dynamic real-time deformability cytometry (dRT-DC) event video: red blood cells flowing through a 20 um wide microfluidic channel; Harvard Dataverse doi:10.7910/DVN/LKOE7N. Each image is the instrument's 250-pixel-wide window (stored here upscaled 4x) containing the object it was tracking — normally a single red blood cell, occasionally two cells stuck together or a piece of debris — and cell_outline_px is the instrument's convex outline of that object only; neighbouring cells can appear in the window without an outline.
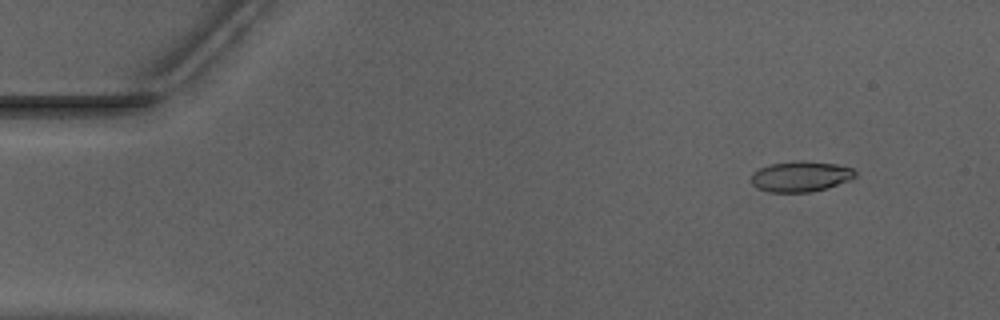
{"species": "Egyptian fruit bat (a non-hibernating species)", "species_latin": "Rousettus aegyptiacus", "temperature_condition": "warm", "stored_images_in_passage": 48, "camera_frame_rate_fps": 3000, "um_per_image_px": 0.085, "animal": {"sex": "male"}, "frame": {"image": 1, "passage_image": 1, "time_ms": 0.0, "image_size_px": [1000, 320], "cell_outline_px": [[856, 176], [848, 180], [828, 188], [808, 192], [768, 192], [756, 188], [752, 184], [752, 172], [768, 164], [796, 160], [804, 160], [836, 164], [852, 168], [856, 172]], "centroid_in_image_um": [68.03, 14.99], "position_along_channel_um": 17.0, "area_um2": 18.67}}
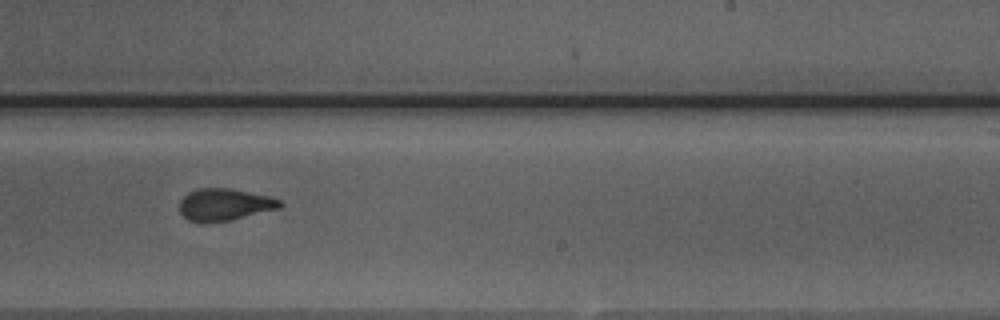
{"frame": {"image": 2, "passage_image": 28, "time_ms": 9.0, "image_size_px": [1000, 320], "cell_outline_px": [[284, 204], [280, 208], [232, 220], [204, 224], [188, 220], [180, 212], [180, 200], [188, 192], [196, 188], [228, 188], [268, 196], [280, 200]], "centroid_in_image_um": [19.06, 17.41], "position_along_channel_um": 269.9, "area_um2": 18.96}}
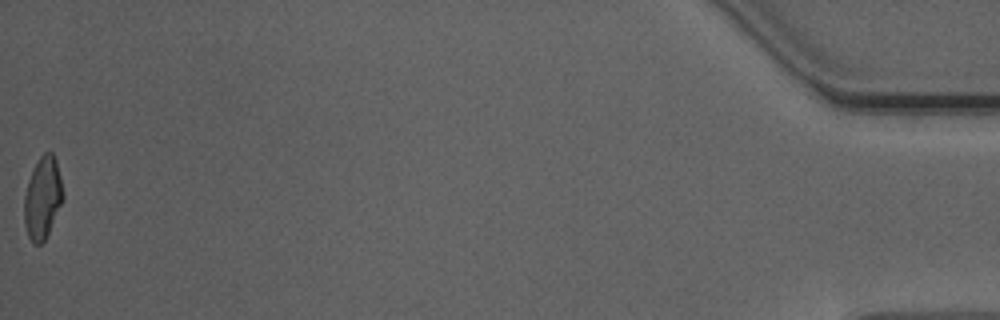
{"frame": {"image": 3, "passage_image": 48, "time_ms": 15.667, "image_size_px": [1000, 320], "cell_outline_px": [[64, 196], [48, 232], [44, 240], [40, 244], [32, 244], [28, 236], [24, 224], [24, 196], [28, 180], [40, 156], [44, 152], [52, 152], [56, 160], [64, 192]], "centroid_in_image_um": [3.61, 16.82], "position_along_channel_um": 431.6, "area_um2": 18.32}, "authors_computed_cell_mechanics": {"area_um2": 19.0451, "velocity_mm_per_s": 3.9729, "shape_relaxation_time_tau1_ms": 6.7274, "shape_relaxation_time_tau2_ms": 1.2695, "deformation_change_tau1": 0.2103, "deformation_change_tau2": 0.0771}}